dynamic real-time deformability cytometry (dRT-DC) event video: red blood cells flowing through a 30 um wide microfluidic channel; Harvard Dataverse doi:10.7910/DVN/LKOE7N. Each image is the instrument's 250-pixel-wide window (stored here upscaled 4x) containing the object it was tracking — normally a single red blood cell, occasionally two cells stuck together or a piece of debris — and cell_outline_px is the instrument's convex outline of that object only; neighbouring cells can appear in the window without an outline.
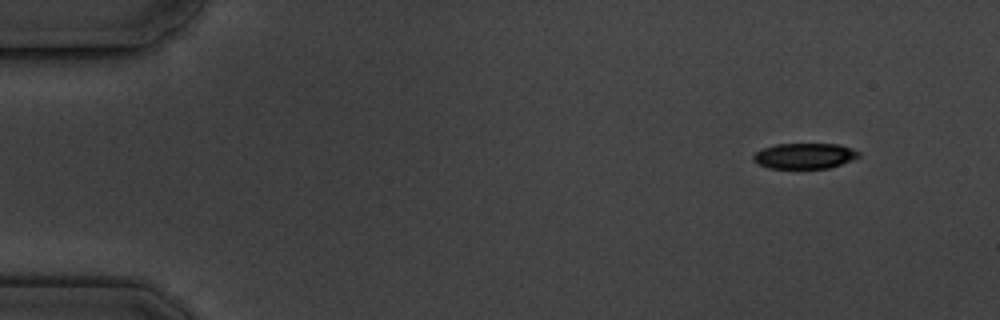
{"species": "common noctule bat (a hibernating species)", "species_latin": "Nyctalus noctula", "temperature_condition": "cold", "stored_images_in_passage": 6, "camera_frame_rate_fps": 3000, "um_per_image_px": 0.085, "animal": {"sex": "male", "body_mass_g": 19.5, "forearm_length_mm": 54.6}, "frame": {"image": 1, "passage_image": 1, "time_ms": 0.0, "image_size_px": [1000, 320], "cell_outline_px": [[860, 156], [840, 164], [828, 168], [768, 168], [752, 160], [752, 156], [756, 152], [764, 148], [776, 144], [840, 144], [852, 148], [860, 152]], "centroid_in_image_um": [68.39, 13.24], "position_along_channel_um": 16.6, "area_um2": 15.61}}
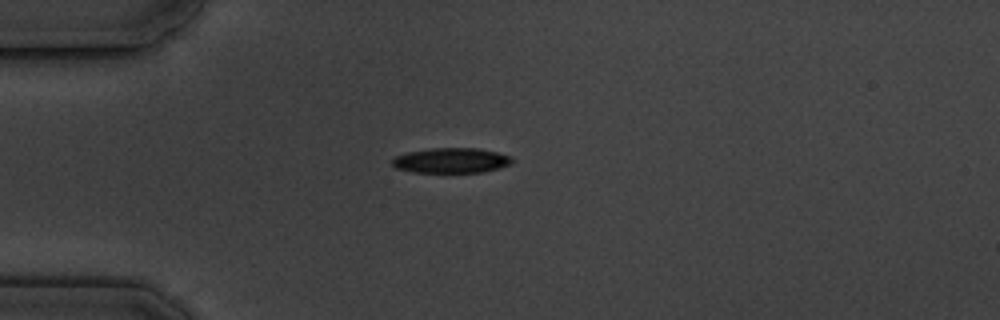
{"frame": {"image": 2, "passage_image": 4, "time_ms": 3.333, "image_size_px": [1000, 320], "cell_outline_px": [[512, 164], [500, 168], [484, 172], [412, 172], [396, 168], [392, 164], [392, 160], [396, 156], [408, 152], [432, 148], [476, 148], [496, 152], [512, 156]], "centroid_in_image_um": [38.38, 13.64], "position_along_channel_um": 46.6, "area_um2": 17.51}}